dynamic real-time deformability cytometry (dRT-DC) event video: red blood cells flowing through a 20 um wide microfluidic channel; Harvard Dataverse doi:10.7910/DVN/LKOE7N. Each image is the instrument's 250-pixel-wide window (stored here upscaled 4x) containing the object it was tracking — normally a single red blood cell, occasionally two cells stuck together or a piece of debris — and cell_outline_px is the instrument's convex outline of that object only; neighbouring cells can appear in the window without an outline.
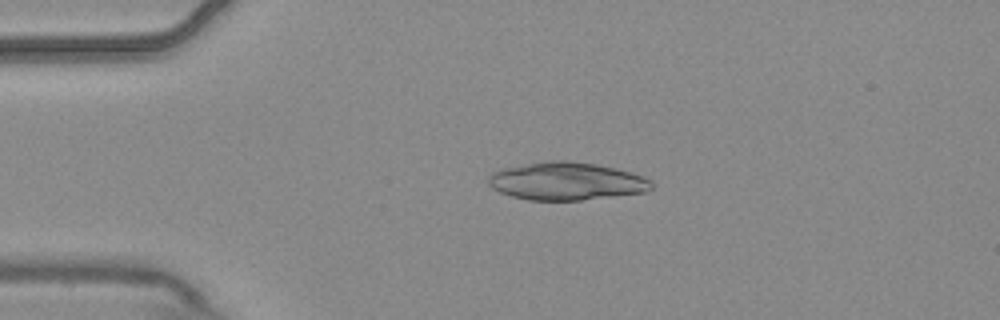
{"species": "common noctule bat (a hibernating species)", "species_latin": "Nyctalus noctula", "temperature_condition": "warm", "stored_images_in_passage": 3, "camera_frame_rate_fps": 3000, "um_per_image_px": 0.085, "animal": {"sex": "male", "body_mass_g": 20.4}, "frame": {"image": 1, "passage_image": 2, "time_ms": 0.333, "image_size_px": [1000, 320], "cell_outline_px": [[652, 188], [644, 192], [580, 200], [528, 200], [512, 196], [500, 192], [492, 188], [488, 184], [488, 176], [492, 172], [500, 168], [552, 160], [568, 160], [596, 164], [616, 168], [644, 176], [652, 180]], "centroid_in_image_um": [48.13, 15.39], "position_along_channel_um": 36.9, "area_um2": 36.01}}